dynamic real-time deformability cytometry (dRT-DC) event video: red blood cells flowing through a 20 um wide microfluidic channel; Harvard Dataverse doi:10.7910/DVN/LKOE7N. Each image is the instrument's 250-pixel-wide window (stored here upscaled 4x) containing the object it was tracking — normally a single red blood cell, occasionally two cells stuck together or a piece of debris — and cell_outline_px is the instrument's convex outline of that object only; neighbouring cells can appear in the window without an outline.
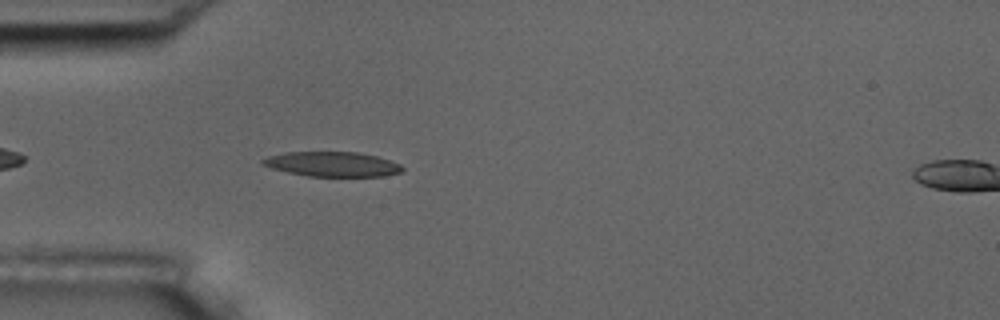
{"species": "common noctule bat (a hibernating species)", "species_latin": "Nyctalus noctula", "temperature_condition": "room temperature", "stored_images_in_passage": 3, "segment_of_instrument_passage": [1, 2], "camera_frame_rate_fps": 3000, "um_per_image_px": 0.085, "animal": {"sex": "male", "body_mass_g": 17.5, "forearm_length_mm": 52.3}, "frame": {"image": 1, "passage_image": 2, "time_ms": 1.333, "image_size_px": [1000, 320], "cell_outline_px": [[404, 168], [400, 172], [384, 176], [308, 176], [288, 172], [272, 168], [260, 164], [260, 160], [268, 156], [284, 152], [356, 152], [376, 156], [400, 164]], "centroid_in_image_um": [28.2, 13.95], "position_along_channel_um": 56.8, "area_um2": 20.06}}